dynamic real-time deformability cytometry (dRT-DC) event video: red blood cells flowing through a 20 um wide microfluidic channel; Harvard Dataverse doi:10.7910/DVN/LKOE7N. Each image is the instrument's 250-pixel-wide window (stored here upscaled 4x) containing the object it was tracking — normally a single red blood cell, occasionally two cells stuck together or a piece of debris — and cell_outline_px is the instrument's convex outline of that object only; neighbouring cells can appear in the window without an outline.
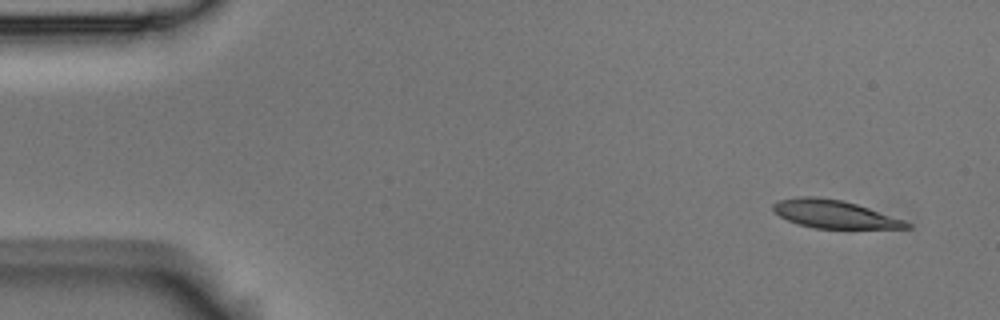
{"species": "Egyptian fruit bat (a non-hibernating species)", "species_latin": "Rousettus aegyptiacus", "temperature_condition": "room temperature", "stored_images_in_passage": 5, "segment_of_instrument_passage": [1, 2], "camera_frame_rate_fps": 3000, "um_per_image_px": 0.085, "animal": {"sex": "male"}, "frame": {"image": 1, "passage_image": 1, "time_ms": 0.0, "image_size_px": [1000, 320], "cell_outline_px": [[912, 228], [812, 228], [788, 220], [780, 216], [772, 208], [772, 204], [780, 200], [800, 196], [816, 196], [840, 200], [856, 204], [904, 220], [912, 224]], "centroid_in_image_um": [70.91, 18.2], "position_along_channel_um": 14.1, "area_um2": 21.44}}
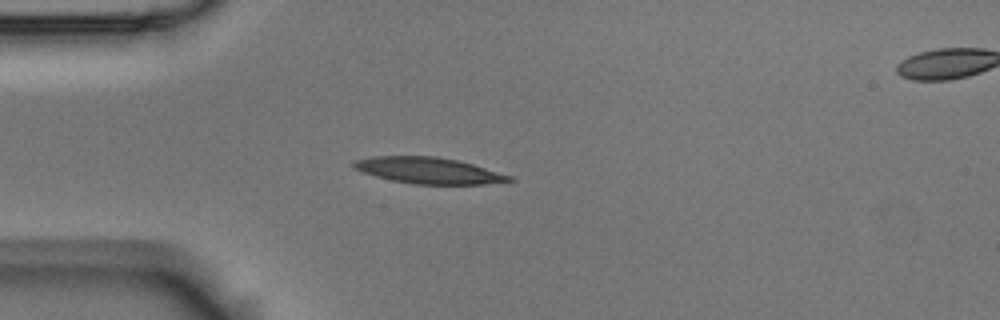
{"frame": {"image": 2, "passage_image": 4, "time_ms": 1.0, "image_size_px": [1000, 320], "cell_outline_px": [[516, 180], [484, 184], [416, 184], [392, 180], [376, 176], [352, 168], [352, 160], [372, 156], [436, 156], [456, 160], [472, 164], [512, 176]], "centroid_in_image_um": [36.39, 14.48], "position_along_channel_um": 48.6, "area_um2": 23.64}}